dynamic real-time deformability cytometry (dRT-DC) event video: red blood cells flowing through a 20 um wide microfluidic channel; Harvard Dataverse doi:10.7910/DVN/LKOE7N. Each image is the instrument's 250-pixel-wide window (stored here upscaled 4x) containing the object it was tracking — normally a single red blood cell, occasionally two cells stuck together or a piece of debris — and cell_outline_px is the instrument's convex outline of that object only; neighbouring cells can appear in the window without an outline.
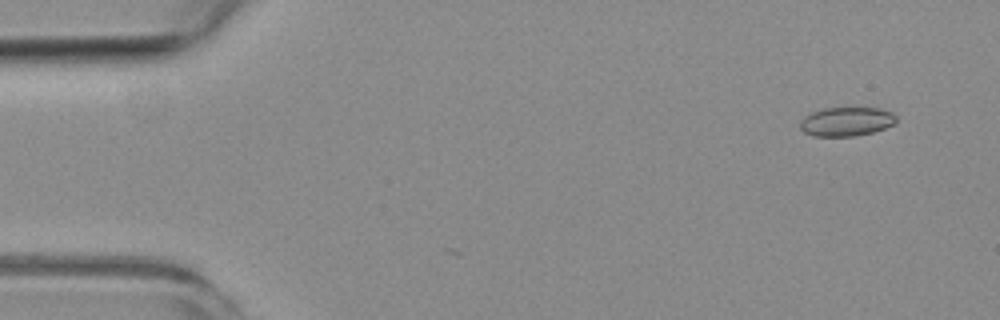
{"species": "common noctule bat (a hibernating species)", "species_latin": "Nyctalus noctula", "temperature_condition": "room temperature", "stored_images_in_passage": 3, "camera_frame_rate_fps": 3000, "um_per_image_px": 0.085, "animal": {"sex": "female", "body_mass_g": 19.3, "forearm_length_mm": 54.1}, "frame": {"image": 1, "passage_image": 2, "time_ms": 1.0, "image_size_px": [1000, 320], "cell_outline_px": [[896, 124], [872, 132], [852, 136], [812, 136], [804, 132], [800, 128], [800, 120], [804, 116], [812, 112], [824, 108], [880, 108], [892, 112], [896, 116]], "centroid_in_image_um": [71.94, 10.33], "position_along_channel_um": 13.1, "area_um2": 16.3}}